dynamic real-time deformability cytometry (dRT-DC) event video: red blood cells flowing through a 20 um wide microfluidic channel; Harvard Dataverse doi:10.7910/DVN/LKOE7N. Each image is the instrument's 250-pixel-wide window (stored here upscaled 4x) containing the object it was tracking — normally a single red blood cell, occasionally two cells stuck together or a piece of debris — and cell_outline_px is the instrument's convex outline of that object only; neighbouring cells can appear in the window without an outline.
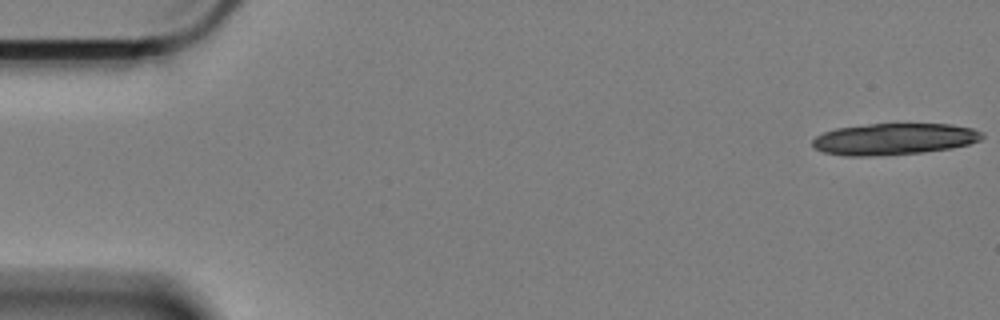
{"species": "Egyptian fruit bat (a non-hibernating species)", "species_latin": "Rousettus aegyptiacus", "temperature_condition": "cold", "stored_images_in_passage": 18, "camera_frame_rate_fps": 3000, "um_per_image_px": 0.085, "animal": {"sex": "female"}, "frame": {"image": 1, "passage_image": 1, "time_ms": 0.0, "image_size_px": [1000, 320], "cell_outline_px": [[984, 136], [980, 140], [968, 144], [952, 148], [924, 152], [876, 156], [844, 156], [824, 152], [812, 148], [812, 140], [816, 136], [824, 132], [836, 128], [868, 124], [952, 124], [972, 128], [984, 132]], "centroid_in_image_um": [75.99, 11.82], "position_along_channel_um": 9.0, "area_um2": 31.39}}